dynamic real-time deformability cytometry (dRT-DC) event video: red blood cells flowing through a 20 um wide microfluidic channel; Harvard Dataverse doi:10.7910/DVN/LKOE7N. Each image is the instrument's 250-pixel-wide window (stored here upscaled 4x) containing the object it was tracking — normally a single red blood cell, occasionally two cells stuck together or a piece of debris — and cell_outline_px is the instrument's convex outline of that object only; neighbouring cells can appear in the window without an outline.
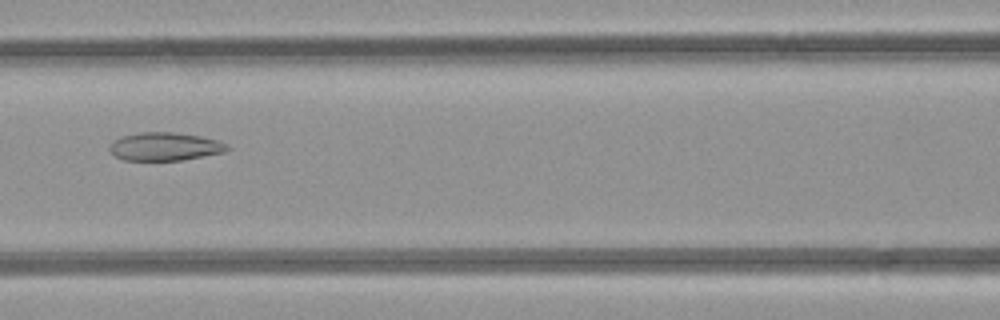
{"species": "common noctule bat (a hibernating species)", "species_latin": "Nyctalus noctula", "temperature_condition": "room temperature", "stored_images_in_passage": 5, "camera_frame_rate_fps": 3000, "um_per_image_px": 0.085, "animal": {"sex": "female", "body_mass_g": 21.9}, "frame": {"image": 1, "passage_image": 5, "time_ms": 5.333, "image_size_px": [1000, 320], "cell_outline_px": [[228, 148], [224, 152], [184, 160], [124, 160], [116, 156], [108, 148], [112, 140], [120, 136], [140, 132], [172, 132], [200, 136], [216, 140], [228, 144]], "centroid_in_image_um": [13.98, 12.45], "position_along_channel_um": 152.6, "area_um2": 19.31}}